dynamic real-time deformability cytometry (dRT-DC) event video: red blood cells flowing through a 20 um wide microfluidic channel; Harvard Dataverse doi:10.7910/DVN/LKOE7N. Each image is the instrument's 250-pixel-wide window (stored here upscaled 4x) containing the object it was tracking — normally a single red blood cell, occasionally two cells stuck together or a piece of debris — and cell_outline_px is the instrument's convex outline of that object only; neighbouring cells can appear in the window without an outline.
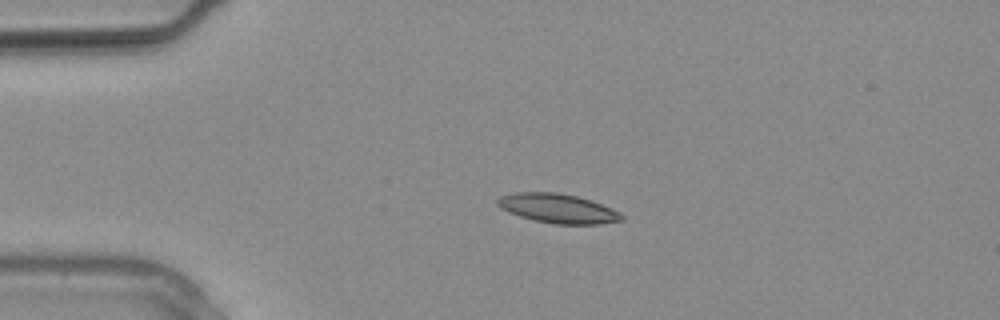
{"species": "common noctule bat (a hibernating species)", "species_latin": "Nyctalus noctula", "temperature_condition": "warm", "stored_images_in_passage": 1, "camera_frame_rate_fps": 3000, "um_per_image_px": 0.085, "animal": {"sex": "male", "body_mass_g": 20.4}, "frame": {"image": 1, "passage_image": 1, "time_ms": 0.0, "image_size_px": [1000, 320], "cell_outline_px": [[624, 220], [600, 224], [556, 224], [532, 220], [508, 212], [500, 208], [496, 204], [496, 200], [500, 196], [512, 192], [556, 192], [576, 196], [592, 200], [612, 208], [620, 212], [624, 216]], "centroid_in_image_um": [47.41, 17.71], "position_along_channel_um": 37.6, "area_um2": 21.44}}